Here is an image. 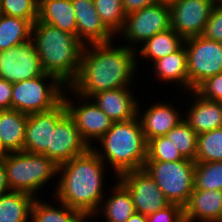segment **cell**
I'll return each instance as SVG.
<instances>
[{
  "mask_svg": "<svg viewBox=\"0 0 222 222\" xmlns=\"http://www.w3.org/2000/svg\"><path fill=\"white\" fill-rule=\"evenodd\" d=\"M97 14L105 27L113 34L122 31L126 14L123 10L122 0H93Z\"/></svg>",
  "mask_w": 222,
  "mask_h": 222,
  "instance_id": "obj_29",
  "label": "cell"
},
{
  "mask_svg": "<svg viewBox=\"0 0 222 222\" xmlns=\"http://www.w3.org/2000/svg\"><path fill=\"white\" fill-rule=\"evenodd\" d=\"M4 163L10 191L28 193L33 197L58 174L59 165L44 154L12 152Z\"/></svg>",
  "mask_w": 222,
  "mask_h": 222,
  "instance_id": "obj_5",
  "label": "cell"
},
{
  "mask_svg": "<svg viewBox=\"0 0 222 222\" xmlns=\"http://www.w3.org/2000/svg\"><path fill=\"white\" fill-rule=\"evenodd\" d=\"M28 114L16 109L0 110V141L9 153L22 152Z\"/></svg>",
  "mask_w": 222,
  "mask_h": 222,
  "instance_id": "obj_22",
  "label": "cell"
},
{
  "mask_svg": "<svg viewBox=\"0 0 222 222\" xmlns=\"http://www.w3.org/2000/svg\"><path fill=\"white\" fill-rule=\"evenodd\" d=\"M176 110L174 106L160 102L143 112L139 119L147 142L155 137L165 136L183 120Z\"/></svg>",
  "mask_w": 222,
  "mask_h": 222,
  "instance_id": "obj_20",
  "label": "cell"
},
{
  "mask_svg": "<svg viewBox=\"0 0 222 222\" xmlns=\"http://www.w3.org/2000/svg\"><path fill=\"white\" fill-rule=\"evenodd\" d=\"M80 101L83 105L74 106L70 101V97H65L63 94V101L66 105L68 114L74 119L77 129L80 131L82 138L89 146L91 139L99 140L111 128L113 121L92 101L88 103L87 97L81 95ZM84 99V102L82 100ZM86 99V100H85Z\"/></svg>",
  "mask_w": 222,
  "mask_h": 222,
  "instance_id": "obj_15",
  "label": "cell"
},
{
  "mask_svg": "<svg viewBox=\"0 0 222 222\" xmlns=\"http://www.w3.org/2000/svg\"><path fill=\"white\" fill-rule=\"evenodd\" d=\"M104 166L105 163L92 148L60 164L58 174L61 177L54 194L57 201L79 211L87 219L100 213L99 207L105 199L102 183Z\"/></svg>",
  "mask_w": 222,
  "mask_h": 222,
  "instance_id": "obj_2",
  "label": "cell"
},
{
  "mask_svg": "<svg viewBox=\"0 0 222 222\" xmlns=\"http://www.w3.org/2000/svg\"><path fill=\"white\" fill-rule=\"evenodd\" d=\"M154 71L158 79L178 83L189 91L187 52L183 45L178 51L154 62Z\"/></svg>",
  "mask_w": 222,
  "mask_h": 222,
  "instance_id": "obj_23",
  "label": "cell"
},
{
  "mask_svg": "<svg viewBox=\"0 0 222 222\" xmlns=\"http://www.w3.org/2000/svg\"><path fill=\"white\" fill-rule=\"evenodd\" d=\"M157 183L170 204L184 208L194 190L195 161L145 162L143 168Z\"/></svg>",
  "mask_w": 222,
  "mask_h": 222,
  "instance_id": "obj_6",
  "label": "cell"
},
{
  "mask_svg": "<svg viewBox=\"0 0 222 222\" xmlns=\"http://www.w3.org/2000/svg\"><path fill=\"white\" fill-rule=\"evenodd\" d=\"M215 5H222V0H214Z\"/></svg>",
  "mask_w": 222,
  "mask_h": 222,
  "instance_id": "obj_44",
  "label": "cell"
},
{
  "mask_svg": "<svg viewBox=\"0 0 222 222\" xmlns=\"http://www.w3.org/2000/svg\"><path fill=\"white\" fill-rule=\"evenodd\" d=\"M76 36L72 0H38V19Z\"/></svg>",
  "mask_w": 222,
  "mask_h": 222,
  "instance_id": "obj_21",
  "label": "cell"
},
{
  "mask_svg": "<svg viewBox=\"0 0 222 222\" xmlns=\"http://www.w3.org/2000/svg\"><path fill=\"white\" fill-rule=\"evenodd\" d=\"M111 192L99 210L103 209L106 222H126L136 212L131 194L120 181Z\"/></svg>",
  "mask_w": 222,
  "mask_h": 222,
  "instance_id": "obj_25",
  "label": "cell"
},
{
  "mask_svg": "<svg viewBox=\"0 0 222 222\" xmlns=\"http://www.w3.org/2000/svg\"><path fill=\"white\" fill-rule=\"evenodd\" d=\"M174 146L184 158L195 161L198 143V134L183 119L178 125L171 129L167 134Z\"/></svg>",
  "mask_w": 222,
  "mask_h": 222,
  "instance_id": "obj_30",
  "label": "cell"
},
{
  "mask_svg": "<svg viewBox=\"0 0 222 222\" xmlns=\"http://www.w3.org/2000/svg\"><path fill=\"white\" fill-rule=\"evenodd\" d=\"M187 52L189 91L222 72V43L202 35L184 40Z\"/></svg>",
  "mask_w": 222,
  "mask_h": 222,
  "instance_id": "obj_8",
  "label": "cell"
},
{
  "mask_svg": "<svg viewBox=\"0 0 222 222\" xmlns=\"http://www.w3.org/2000/svg\"><path fill=\"white\" fill-rule=\"evenodd\" d=\"M35 198L32 211V222H80L84 216L77 210L60 202V208L53 207L48 203L41 202Z\"/></svg>",
  "mask_w": 222,
  "mask_h": 222,
  "instance_id": "obj_28",
  "label": "cell"
},
{
  "mask_svg": "<svg viewBox=\"0 0 222 222\" xmlns=\"http://www.w3.org/2000/svg\"><path fill=\"white\" fill-rule=\"evenodd\" d=\"M117 179L130 192L137 213L148 216L170 204L143 168L125 172Z\"/></svg>",
  "mask_w": 222,
  "mask_h": 222,
  "instance_id": "obj_10",
  "label": "cell"
},
{
  "mask_svg": "<svg viewBox=\"0 0 222 222\" xmlns=\"http://www.w3.org/2000/svg\"><path fill=\"white\" fill-rule=\"evenodd\" d=\"M126 222H147V216L135 212Z\"/></svg>",
  "mask_w": 222,
  "mask_h": 222,
  "instance_id": "obj_41",
  "label": "cell"
},
{
  "mask_svg": "<svg viewBox=\"0 0 222 222\" xmlns=\"http://www.w3.org/2000/svg\"><path fill=\"white\" fill-rule=\"evenodd\" d=\"M49 78L50 83L47 84L46 79ZM64 86L57 78L46 73L15 82L12 87L11 109L26 114L53 109L63 100L66 92Z\"/></svg>",
  "mask_w": 222,
  "mask_h": 222,
  "instance_id": "obj_7",
  "label": "cell"
},
{
  "mask_svg": "<svg viewBox=\"0 0 222 222\" xmlns=\"http://www.w3.org/2000/svg\"><path fill=\"white\" fill-rule=\"evenodd\" d=\"M147 222H184L183 208L177 204H169L148 215Z\"/></svg>",
  "mask_w": 222,
  "mask_h": 222,
  "instance_id": "obj_37",
  "label": "cell"
},
{
  "mask_svg": "<svg viewBox=\"0 0 222 222\" xmlns=\"http://www.w3.org/2000/svg\"><path fill=\"white\" fill-rule=\"evenodd\" d=\"M129 87L100 91L89 98L113 121L124 122L138 116V102Z\"/></svg>",
  "mask_w": 222,
  "mask_h": 222,
  "instance_id": "obj_17",
  "label": "cell"
},
{
  "mask_svg": "<svg viewBox=\"0 0 222 222\" xmlns=\"http://www.w3.org/2000/svg\"><path fill=\"white\" fill-rule=\"evenodd\" d=\"M39 56L32 40L0 52V78L15 83L42 75Z\"/></svg>",
  "mask_w": 222,
  "mask_h": 222,
  "instance_id": "obj_11",
  "label": "cell"
},
{
  "mask_svg": "<svg viewBox=\"0 0 222 222\" xmlns=\"http://www.w3.org/2000/svg\"><path fill=\"white\" fill-rule=\"evenodd\" d=\"M10 191L4 161L0 162V196Z\"/></svg>",
  "mask_w": 222,
  "mask_h": 222,
  "instance_id": "obj_40",
  "label": "cell"
},
{
  "mask_svg": "<svg viewBox=\"0 0 222 222\" xmlns=\"http://www.w3.org/2000/svg\"><path fill=\"white\" fill-rule=\"evenodd\" d=\"M222 161V127L198 135L195 162Z\"/></svg>",
  "mask_w": 222,
  "mask_h": 222,
  "instance_id": "obj_32",
  "label": "cell"
},
{
  "mask_svg": "<svg viewBox=\"0 0 222 222\" xmlns=\"http://www.w3.org/2000/svg\"><path fill=\"white\" fill-rule=\"evenodd\" d=\"M32 25L27 19L0 14V52L30 41Z\"/></svg>",
  "mask_w": 222,
  "mask_h": 222,
  "instance_id": "obj_26",
  "label": "cell"
},
{
  "mask_svg": "<svg viewBox=\"0 0 222 222\" xmlns=\"http://www.w3.org/2000/svg\"><path fill=\"white\" fill-rule=\"evenodd\" d=\"M183 211L184 222H222V191L193 190Z\"/></svg>",
  "mask_w": 222,
  "mask_h": 222,
  "instance_id": "obj_18",
  "label": "cell"
},
{
  "mask_svg": "<svg viewBox=\"0 0 222 222\" xmlns=\"http://www.w3.org/2000/svg\"><path fill=\"white\" fill-rule=\"evenodd\" d=\"M13 83L0 78V110L11 109Z\"/></svg>",
  "mask_w": 222,
  "mask_h": 222,
  "instance_id": "obj_38",
  "label": "cell"
},
{
  "mask_svg": "<svg viewBox=\"0 0 222 222\" xmlns=\"http://www.w3.org/2000/svg\"><path fill=\"white\" fill-rule=\"evenodd\" d=\"M140 108L138 106L136 118L113 122L107 133L98 140L104 152L102 150L99 152L96 146H91L104 163L107 159L108 164L115 170L116 179L125 172L144 168L148 142L139 120V116H142Z\"/></svg>",
  "mask_w": 222,
  "mask_h": 222,
  "instance_id": "obj_4",
  "label": "cell"
},
{
  "mask_svg": "<svg viewBox=\"0 0 222 222\" xmlns=\"http://www.w3.org/2000/svg\"><path fill=\"white\" fill-rule=\"evenodd\" d=\"M195 96L184 120L199 135L222 127V102L204 99L194 90L189 91Z\"/></svg>",
  "mask_w": 222,
  "mask_h": 222,
  "instance_id": "obj_19",
  "label": "cell"
},
{
  "mask_svg": "<svg viewBox=\"0 0 222 222\" xmlns=\"http://www.w3.org/2000/svg\"><path fill=\"white\" fill-rule=\"evenodd\" d=\"M35 198L19 191L2 194L0 196V222H27L31 218Z\"/></svg>",
  "mask_w": 222,
  "mask_h": 222,
  "instance_id": "obj_24",
  "label": "cell"
},
{
  "mask_svg": "<svg viewBox=\"0 0 222 222\" xmlns=\"http://www.w3.org/2000/svg\"><path fill=\"white\" fill-rule=\"evenodd\" d=\"M194 91L204 99L222 102V72L205 79Z\"/></svg>",
  "mask_w": 222,
  "mask_h": 222,
  "instance_id": "obj_35",
  "label": "cell"
},
{
  "mask_svg": "<svg viewBox=\"0 0 222 222\" xmlns=\"http://www.w3.org/2000/svg\"><path fill=\"white\" fill-rule=\"evenodd\" d=\"M66 113L67 108L62 100L53 109L28 114L23 151L43 154L50 146L51 131Z\"/></svg>",
  "mask_w": 222,
  "mask_h": 222,
  "instance_id": "obj_14",
  "label": "cell"
},
{
  "mask_svg": "<svg viewBox=\"0 0 222 222\" xmlns=\"http://www.w3.org/2000/svg\"><path fill=\"white\" fill-rule=\"evenodd\" d=\"M194 190L222 191V161L195 162Z\"/></svg>",
  "mask_w": 222,
  "mask_h": 222,
  "instance_id": "obj_31",
  "label": "cell"
},
{
  "mask_svg": "<svg viewBox=\"0 0 222 222\" xmlns=\"http://www.w3.org/2000/svg\"><path fill=\"white\" fill-rule=\"evenodd\" d=\"M171 28L170 6L159 2L126 15L120 32L130 42L145 43L157 33Z\"/></svg>",
  "mask_w": 222,
  "mask_h": 222,
  "instance_id": "obj_9",
  "label": "cell"
},
{
  "mask_svg": "<svg viewBox=\"0 0 222 222\" xmlns=\"http://www.w3.org/2000/svg\"><path fill=\"white\" fill-rule=\"evenodd\" d=\"M214 0H179L170 6L171 28L184 40L202 35Z\"/></svg>",
  "mask_w": 222,
  "mask_h": 222,
  "instance_id": "obj_13",
  "label": "cell"
},
{
  "mask_svg": "<svg viewBox=\"0 0 222 222\" xmlns=\"http://www.w3.org/2000/svg\"><path fill=\"white\" fill-rule=\"evenodd\" d=\"M8 155H9L8 150L4 147L3 143L0 141V162L5 161Z\"/></svg>",
  "mask_w": 222,
  "mask_h": 222,
  "instance_id": "obj_42",
  "label": "cell"
},
{
  "mask_svg": "<svg viewBox=\"0 0 222 222\" xmlns=\"http://www.w3.org/2000/svg\"><path fill=\"white\" fill-rule=\"evenodd\" d=\"M90 148L67 112L51 131L50 146L43 154L60 165L86 153Z\"/></svg>",
  "mask_w": 222,
  "mask_h": 222,
  "instance_id": "obj_12",
  "label": "cell"
},
{
  "mask_svg": "<svg viewBox=\"0 0 222 222\" xmlns=\"http://www.w3.org/2000/svg\"><path fill=\"white\" fill-rule=\"evenodd\" d=\"M89 46L84 45L78 76L67 87L74 95L89 99L100 91L128 87L132 83L138 67L136 47H113L112 41Z\"/></svg>",
  "mask_w": 222,
  "mask_h": 222,
  "instance_id": "obj_1",
  "label": "cell"
},
{
  "mask_svg": "<svg viewBox=\"0 0 222 222\" xmlns=\"http://www.w3.org/2000/svg\"><path fill=\"white\" fill-rule=\"evenodd\" d=\"M184 45V39L172 28L157 33L148 39L137 52L141 57L150 61H157L167 55L173 54Z\"/></svg>",
  "mask_w": 222,
  "mask_h": 222,
  "instance_id": "obj_27",
  "label": "cell"
},
{
  "mask_svg": "<svg viewBox=\"0 0 222 222\" xmlns=\"http://www.w3.org/2000/svg\"><path fill=\"white\" fill-rule=\"evenodd\" d=\"M72 5L76 18V36L84 45L113 41L114 35L101 21L93 0H72Z\"/></svg>",
  "mask_w": 222,
  "mask_h": 222,
  "instance_id": "obj_16",
  "label": "cell"
},
{
  "mask_svg": "<svg viewBox=\"0 0 222 222\" xmlns=\"http://www.w3.org/2000/svg\"><path fill=\"white\" fill-rule=\"evenodd\" d=\"M31 36L43 72L69 87L78 76L84 44L74 34L40 20L33 23Z\"/></svg>",
  "mask_w": 222,
  "mask_h": 222,
  "instance_id": "obj_3",
  "label": "cell"
},
{
  "mask_svg": "<svg viewBox=\"0 0 222 222\" xmlns=\"http://www.w3.org/2000/svg\"><path fill=\"white\" fill-rule=\"evenodd\" d=\"M158 0H122L123 10L126 15L139 11L146 6L157 3Z\"/></svg>",
  "mask_w": 222,
  "mask_h": 222,
  "instance_id": "obj_39",
  "label": "cell"
},
{
  "mask_svg": "<svg viewBox=\"0 0 222 222\" xmlns=\"http://www.w3.org/2000/svg\"><path fill=\"white\" fill-rule=\"evenodd\" d=\"M179 0H158L159 3L165 4L168 6L173 5L174 3L178 2Z\"/></svg>",
  "mask_w": 222,
  "mask_h": 222,
  "instance_id": "obj_43",
  "label": "cell"
},
{
  "mask_svg": "<svg viewBox=\"0 0 222 222\" xmlns=\"http://www.w3.org/2000/svg\"><path fill=\"white\" fill-rule=\"evenodd\" d=\"M202 36L222 43V5H215L212 9Z\"/></svg>",
  "mask_w": 222,
  "mask_h": 222,
  "instance_id": "obj_36",
  "label": "cell"
},
{
  "mask_svg": "<svg viewBox=\"0 0 222 222\" xmlns=\"http://www.w3.org/2000/svg\"><path fill=\"white\" fill-rule=\"evenodd\" d=\"M0 14L29 20L38 19V0H0Z\"/></svg>",
  "mask_w": 222,
  "mask_h": 222,
  "instance_id": "obj_34",
  "label": "cell"
},
{
  "mask_svg": "<svg viewBox=\"0 0 222 222\" xmlns=\"http://www.w3.org/2000/svg\"><path fill=\"white\" fill-rule=\"evenodd\" d=\"M86 220V217H84L80 222H87Z\"/></svg>",
  "mask_w": 222,
  "mask_h": 222,
  "instance_id": "obj_45",
  "label": "cell"
},
{
  "mask_svg": "<svg viewBox=\"0 0 222 222\" xmlns=\"http://www.w3.org/2000/svg\"><path fill=\"white\" fill-rule=\"evenodd\" d=\"M185 158L167 136H158L148 141L146 162H175Z\"/></svg>",
  "mask_w": 222,
  "mask_h": 222,
  "instance_id": "obj_33",
  "label": "cell"
}]
</instances>
